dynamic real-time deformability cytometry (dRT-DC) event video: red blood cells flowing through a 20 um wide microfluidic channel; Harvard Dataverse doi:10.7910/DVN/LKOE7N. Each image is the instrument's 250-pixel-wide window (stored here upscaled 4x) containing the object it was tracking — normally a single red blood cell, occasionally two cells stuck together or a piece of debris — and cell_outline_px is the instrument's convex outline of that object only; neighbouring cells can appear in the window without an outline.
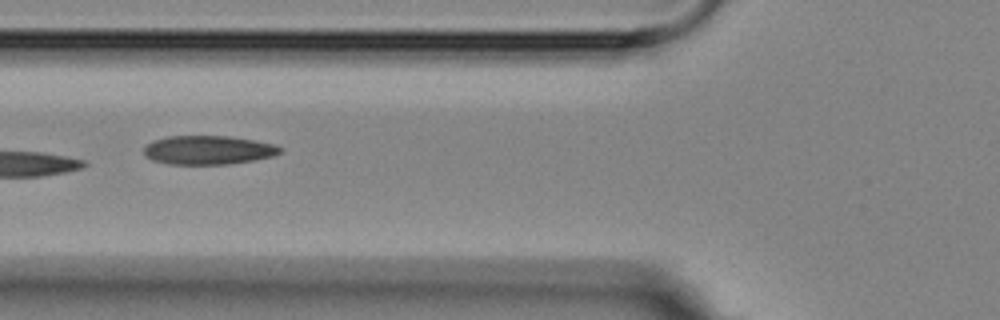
{"species": "Egyptian fruit bat (a non-hibernating species)", "species_latin": "Rousettus aegyptiacus", "temperature_condition": "room temperature", "stored_images_in_passage": 8, "camera_frame_rate_fps": 3000, "um_per_image_px": 0.085, "animal": {"sex": "female"}, "frame": {"image": 1, "passage_image": 6, "time_ms": 5.667, "image_size_px": [1000, 320], "cell_outline_px": [[284, 152], [272, 156], [252, 160], [228, 164], [168, 164], [152, 160], [144, 152], [144, 148], [152, 140], [168, 136], [228, 136], [276, 144], [284, 148]], "centroid_in_image_um": [17.73, 12.75], "position_along_channel_um": 108.1, "area_um2": 22.89}}